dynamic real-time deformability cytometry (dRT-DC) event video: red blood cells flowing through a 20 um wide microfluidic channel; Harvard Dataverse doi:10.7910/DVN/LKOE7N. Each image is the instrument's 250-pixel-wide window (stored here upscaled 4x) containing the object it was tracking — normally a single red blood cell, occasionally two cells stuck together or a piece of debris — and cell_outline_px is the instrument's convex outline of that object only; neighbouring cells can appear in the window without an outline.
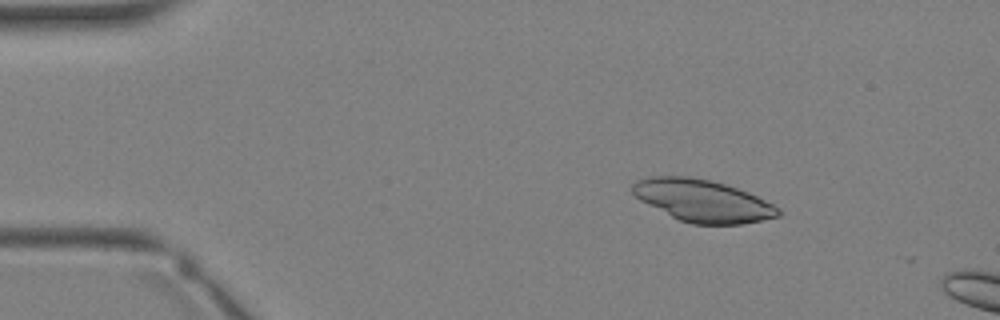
{"species": "Egyptian fruit bat (a non-hibernating species)", "species_latin": "Rousettus aegyptiacus", "temperature_condition": "warm", "stored_images_in_passage": 4, "camera_frame_rate_fps": 3000, "um_per_image_px": 0.085, "animal": {"sex": "female"}, "frame": {"image": 1, "passage_image": 2, "time_ms": 1.0, "image_size_px": [1000, 320], "cell_outline_px": [[780, 216], [740, 224], [692, 224], [680, 220], [640, 200], [632, 192], [632, 184], [636, 180], [652, 176], [688, 176], [708, 180], [724, 184], [748, 192], [780, 208]], "centroid_in_image_um": [59.71, 17.05], "position_along_channel_um": 25.3, "area_um2": 35.32}}